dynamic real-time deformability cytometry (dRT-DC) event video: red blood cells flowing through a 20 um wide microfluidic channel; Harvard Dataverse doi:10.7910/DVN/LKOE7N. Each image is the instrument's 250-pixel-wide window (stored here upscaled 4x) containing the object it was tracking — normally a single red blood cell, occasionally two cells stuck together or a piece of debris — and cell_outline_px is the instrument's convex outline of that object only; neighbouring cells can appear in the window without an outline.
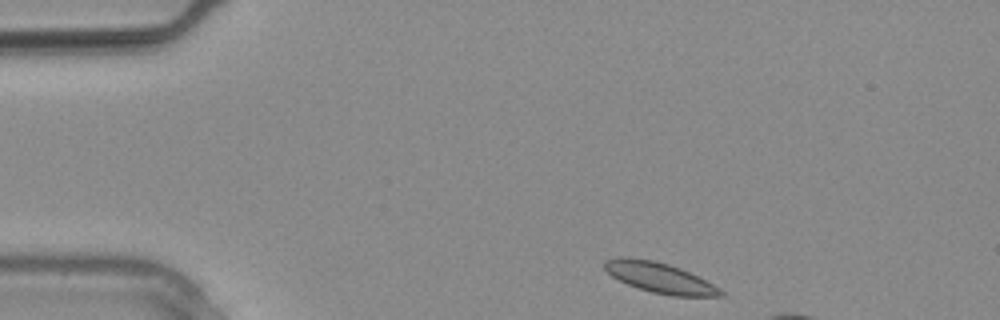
{"species": "common noctule bat (a hibernating species)", "species_latin": "Nyctalus noctula", "temperature_condition": "warm", "stored_images_in_passage": 5, "camera_frame_rate_fps": 3000, "um_per_image_px": 0.085, "animal": {"sex": "male", "body_mass_g": 20.4}, "frame": {"image": 1, "passage_image": 1, "time_ms": 0.0, "image_size_px": [1000, 320], "cell_outline_px": [[724, 296], [672, 296], [652, 292], [628, 284], [612, 276], [604, 268], [604, 260], [620, 256], [628, 256], [656, 260], [680, 268], [720, 288], [724, 292]], "centroid_in_image_um": [56.04, 23.58], "position_along_channel_um": 29.0, "area_um2": 20.4}}